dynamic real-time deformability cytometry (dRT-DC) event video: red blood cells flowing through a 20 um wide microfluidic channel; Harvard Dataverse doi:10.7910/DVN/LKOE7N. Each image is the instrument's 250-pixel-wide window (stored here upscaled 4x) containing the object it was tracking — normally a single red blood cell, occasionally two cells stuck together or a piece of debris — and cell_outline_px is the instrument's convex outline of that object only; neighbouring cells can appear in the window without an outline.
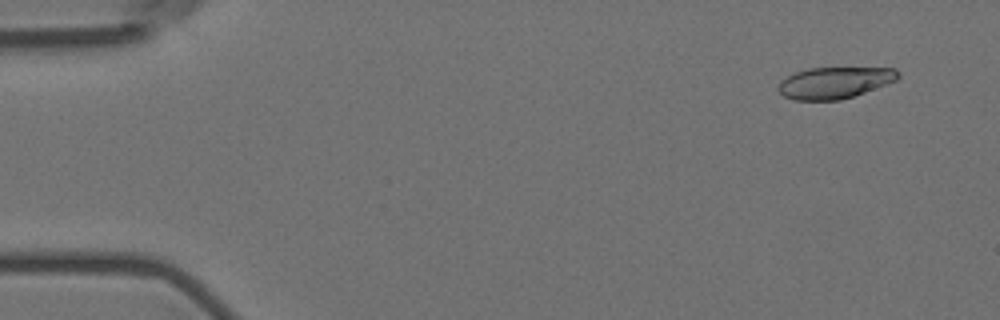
{"species": "Egyptian fruit bat (a non-hibernating species)", "species_latin": "Rousettus aegyptiacus", "temperature_condition": "room temperature", "stored_images_in_passage": 20, "camera_frame_rate_fps": 3000, "um_per_image_px": 0.085, "animal": {"sex": "female"}, "frame": {"image": 1, "passage_image": 4, "time_ms": 1.0, "image_size_px": [1000, 320], "cell_outline_px": [[900, 76], [896, 80], [864, 92], [840, 100], [796, 100], [784, 96], [776, 88], [780, 80], [796, 72], [808, 68], [896, 68], [900, 72]], "centroid_in_image_um": [70.92, 7.02], "position_along_channel_um": 14.1, "area_um2": 21.85}}
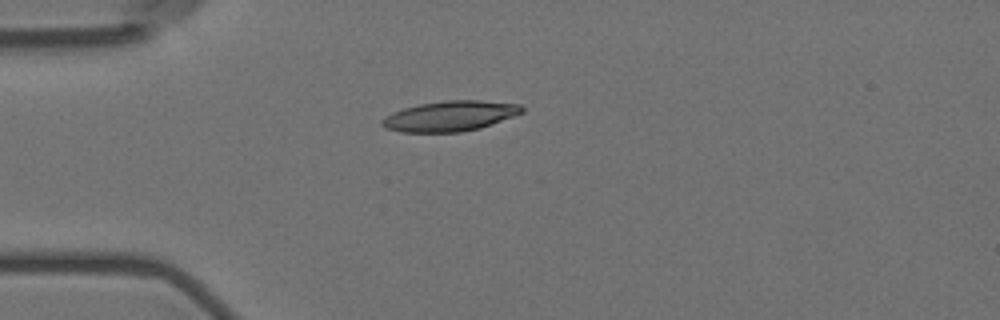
{"frame": {"image": 2, "passage_image": 15, "time_ms": 4.667, "image_size_px": [1000, 320], "cell_outline_px": [[524, 112], [480, 128], [460, 132], [400, 132], [384, 128], [380, 124], [380, 120], [392, 112], [404, 108], [420, 104], [444, 100], [480, 100], [520, 104], [524, 108]], "centroid_in_image_um": [38.23, 9.86], "position_along_channel_um": 46.8, "area_um2": 24.74}}
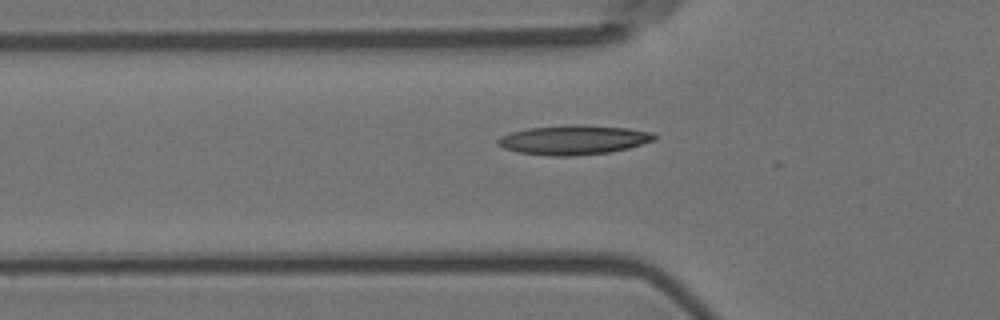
{"frame": {"image": 3, "passage_image": 19, "time_ms": 6.0, "image_size_px": [1000, 320], "cell_outline_px": [[656, 140], [628, 148], [608, 152], [572, 156], [552, 156], [516, 152], [504, 148], [496, 144], [496, 140], [500, 136], [512, 132], [528, 128], [572, 124], [628, 128], [652, 132], [656, 136]], "centroid_in_image_um": [48.73, 11.89], "position_along_channel_um": 77.1, "area_um2": 26.82}}